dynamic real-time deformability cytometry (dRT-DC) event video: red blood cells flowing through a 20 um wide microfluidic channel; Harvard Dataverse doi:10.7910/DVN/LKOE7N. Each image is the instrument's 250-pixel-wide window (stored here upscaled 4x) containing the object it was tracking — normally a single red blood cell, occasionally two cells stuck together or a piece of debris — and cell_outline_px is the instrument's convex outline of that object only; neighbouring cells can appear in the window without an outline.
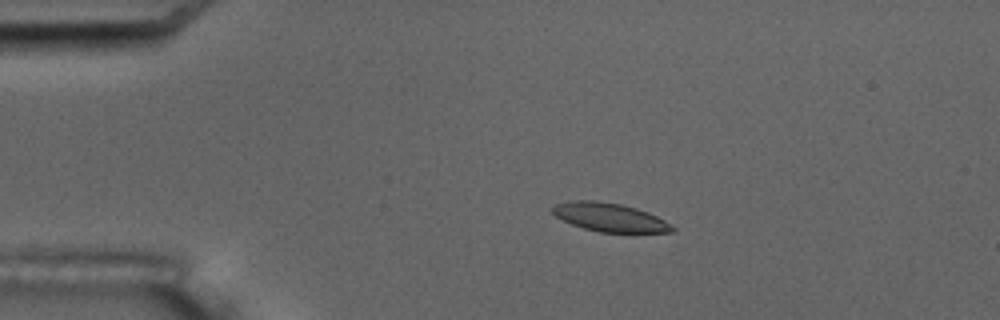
{"species": "common noctule bat (a hibernating species)", "species_latin": "Nyctalus noctula", "temperature_condition": "room temperature", "stored_images_in_passage": 16, "camera_frame_rate_fps": 3000, "um_per_image_px": 0.085, "animal": {"sex": "male", "body_mass_g": 17.5, "forearm_length_mm": 52.3}, "frame": {"image": 1, "passage_image": 3, "time_ms": 2.333, "image_size_px": [1000, 320], "cell_outline_px": [[676, 228], [672, 232], [600, 232], [584, 228], [572, 224], [556, 216], [552, 212], [552, 208], [556, 204], [568, 200], [596, 200], [620, 204], [636, 208], [648, 212], [664, 220]], "centroid_in_image_um": [51.81, 18.46], "position_along_channel_um": 33.2, "area_um2": 19.77}, "authors_computed_cell_mechanics": {"area_um2": 20.8369, "velocity_mm_per_s": 3.4657, "shape_relaxation_time_tau1_ms": 4.9933, "shape_relaxation_time_tau2_ms": 2.8357, "deformation_change_tau1": 0.1131, "deformation_change_tau2": 0.0591}}